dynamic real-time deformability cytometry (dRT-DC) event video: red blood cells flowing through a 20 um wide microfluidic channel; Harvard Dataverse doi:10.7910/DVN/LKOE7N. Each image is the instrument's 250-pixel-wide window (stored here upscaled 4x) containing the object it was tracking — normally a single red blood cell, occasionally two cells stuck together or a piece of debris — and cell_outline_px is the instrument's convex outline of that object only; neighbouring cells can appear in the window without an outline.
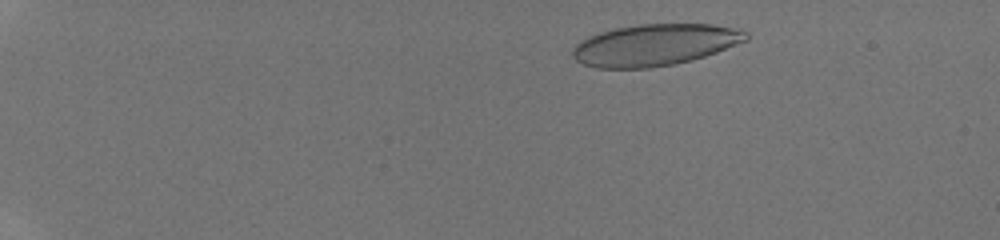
{"species": "human", "species_latin": "Homo sapiens", "temperature_condition": "room temperature", "stored_images_in_passage": 42, "camera_frame_rate_fps": 3000, "um_per_image_px": 0.085, "donor": {"sex": "male"}, "frame": {"image": 1, "passage_image": 5, "time_ms": 1.333, "image_size_px": [1000, 240], "cell_outline_px": [[748, 40], [716, 52], [692, 60], [676, 64], [648, 68], [596, 68], [584, 64], [576, 60], [572, 56], [572, 48], [580, 40], [588, 36], [600, 32], [616, 28], [636, 24], [712, 24], [740, 28], [748, 32]], "centroid_in_image_um": [55.67, 3.81], "position_along_channel_um": 29.3, "area_um2": 42.31}}
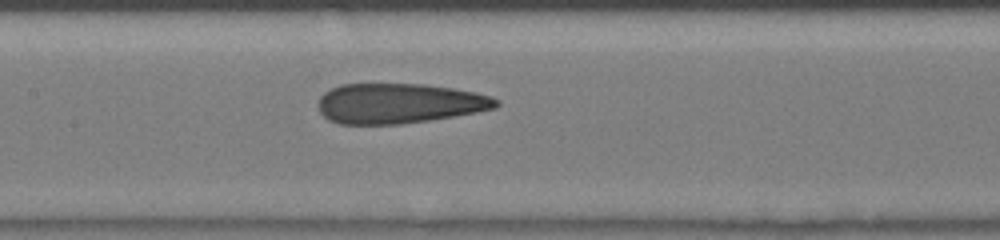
{"frame": {"image": 2, "passage_image": 22, "time_ms": 7.0, "image_size_px": [1000, 240], "cell_outline_px": [[500, 104], [496, 108], [476, 112], [428, 120], [400, 124], [340, 124], [328, 120], [320, 112], [320, 96], [324, 92], [340, 84], [424, 84], [452, 88], [476, 92], [492, 96], [500, 100]], "centroid_in_image_um": [33.94, 8.78], "position_along_channel_um": 173.5, "area_um2": 41.5}}
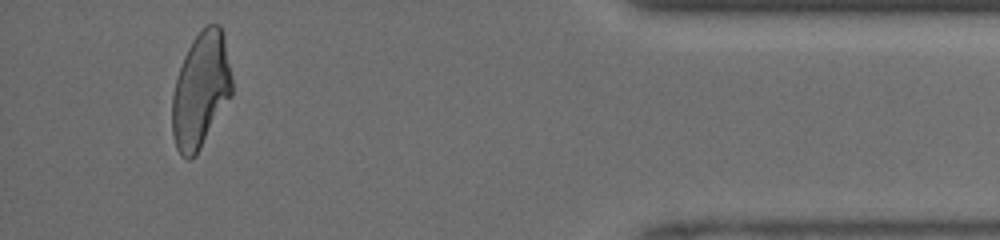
{"frame": {"image": 3, "passage_image": 40, "time_ms": 13.0, "image_size_px": [1000, 240], "cell_outline_px": [[232, 96], [196, 156], [188, 160], [180, 156], [176, 148], [172, 132], [172, 96], [176, 80], [184, 56], [192, 40], [208, 24], [220, 24], [224, 32], [232, 80]], "centroid_in_image_um": [17.07, 7.69], "position_along_channel_um": 418.1, "area_um2": 40.4}}